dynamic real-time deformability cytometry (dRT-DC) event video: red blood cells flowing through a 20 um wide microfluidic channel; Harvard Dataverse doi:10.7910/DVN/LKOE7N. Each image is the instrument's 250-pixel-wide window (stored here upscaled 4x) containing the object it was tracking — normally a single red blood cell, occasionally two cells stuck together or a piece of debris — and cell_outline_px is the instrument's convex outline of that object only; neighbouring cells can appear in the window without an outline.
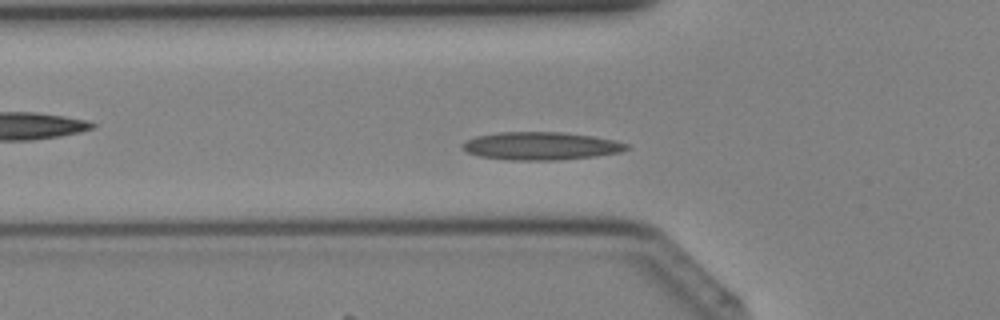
{"species": "Egyptian fruit bat (a non-hibernating species)", "species_latin": "Rousettus aegyptiacus", "temperature_condition": "cold", "stored_images_in_passage": 29, "camera_frame_rate_fps": 3000, "um_per_image_px": 0.085, "animal": {"sex": "female"}, "frame": {"image": 1, "passage_image": 2, "time_ms": 0.333, "image_size_px": [1000, 320], "cell_outline_px": [[632, 148], [620, 152], [596, 156], [560, 160], [508, 160], [480, 156], [468, 152], [460, 144], [476, 136], [500, 132], [560, 132], [592, 136], [616, 140], [628, 144]], "centroid_in_image_um": [46.03, 12.41], "position_along_channel_um": 79.8, "area_um2": 26.7}}
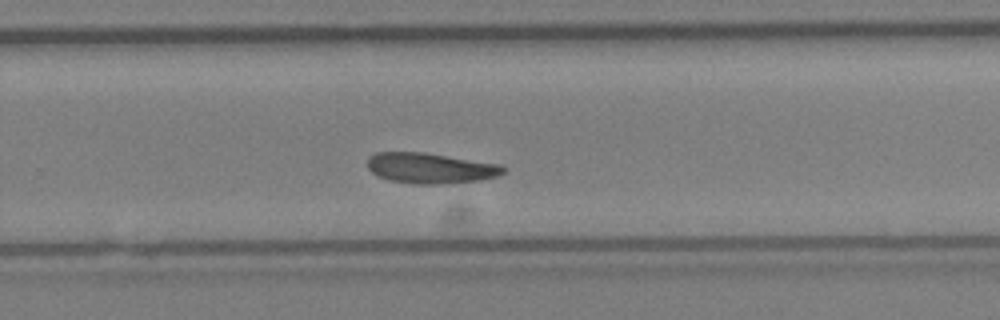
{"frame": {"image": 2, "passage_image": 15, "time_ms": 4.667, "image_size_px": [1000, 320], "cell_outline_px": [[504, 172], [500, 176], [480, 180], [448, 184], [416, 184], [388, 180], [372, 172], [368, 168], [368, 156], [376, 152], [424, 152], [500, 164], [504, 168]], "centroid_in_image_um": [36.59, 14.29], "position_along_channel_um": 293.2, "area_um2": 24.28}}
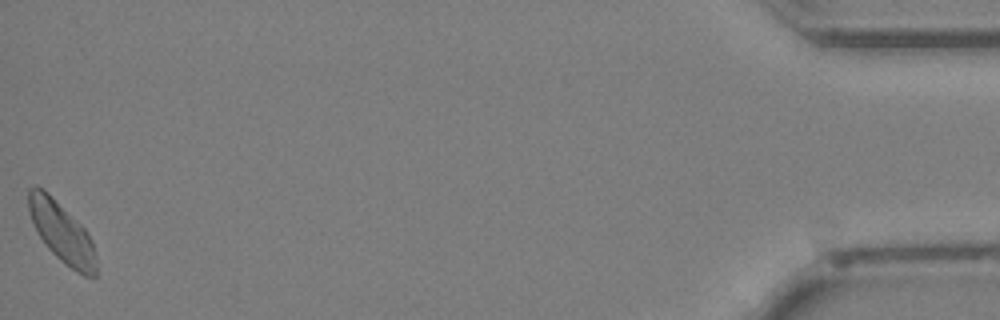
{"frame": {"image": 3, "passage_image": 29, "time_ms": 9.333, "image_size_px": [1000, 320], "cell_outline_px": [[96, 276], [84, 276], [76, 272], [64, 264], [44, 244], [32, 220], [28, 208], [28, 188], [36, 184], [44, 188], [84, 228], [92, 240], [96, 256]], "centroid_in_image_um": [5.25, 19.74], "position_along_channel_um": 430.0, "area_um2": 23.7}}